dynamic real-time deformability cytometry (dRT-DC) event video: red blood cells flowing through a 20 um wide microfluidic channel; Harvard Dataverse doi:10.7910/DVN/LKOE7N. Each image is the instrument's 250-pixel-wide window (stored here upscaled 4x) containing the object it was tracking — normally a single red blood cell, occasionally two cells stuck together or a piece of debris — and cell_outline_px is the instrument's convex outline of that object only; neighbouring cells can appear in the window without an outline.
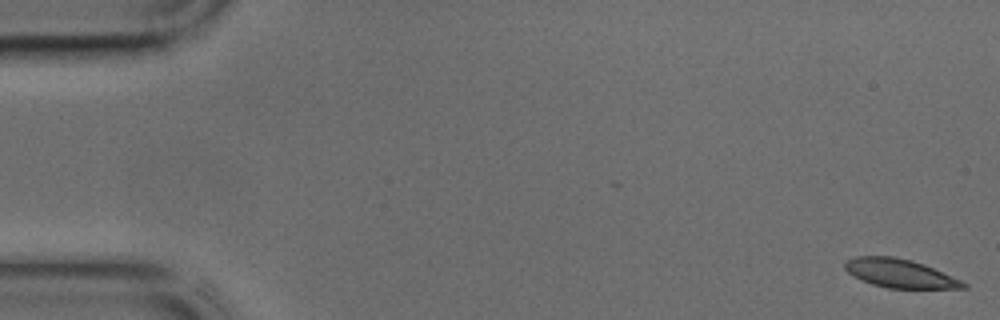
{"species": "common noctule bat (a hibernating species)", "species_latin": "Nyctalus noctula", "temperature_condition": "cold", "stored_images_in_passage": 44, "camera_frame_rate_fps": 3000, "um_per_image_px": 0.085, "animal": {"sex": "male", "body_mass_g": 17.9, "forearm_length_mm": 54.2}, "frame": {"image": 1, "passage_image": 1, "time_ms": 0.0, "image_size_px": [1000, 320], "cell_outline_px": [[968, 288], [888, 288], [872, 284], [848, 272], [844, 268], [844, 264], [848, 260], [856, 256], [892, 256], [924, 264], [960, 280], [968, 284]], "centroid_in_image_um": [76.49, 23.24], "position_along_channel_um": 8.5, "area_um2": 19.31}}
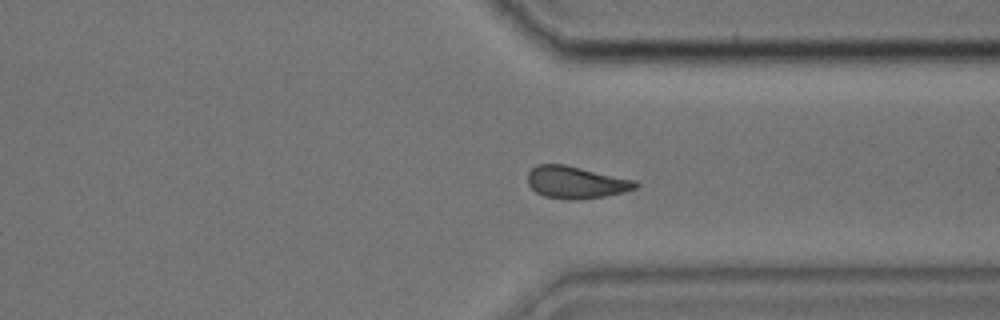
{"frame": {"image": 2, "passage_image": 33, "time_ms": 10.667, "image_size_px": [1000, 320], "cell_outline_px": [[640, 184], [636, 188], [624, 192], [604, 196], [572, 200], [568, 200], [544, 196], [536, 192], [528, 184], [528, 172], [536, 164], [564, 164], [636, 180]], "centroid_in_image_um": [48.96, 15.49], "position_along_channel_um": 362.4, "area_um2": 20.23}}
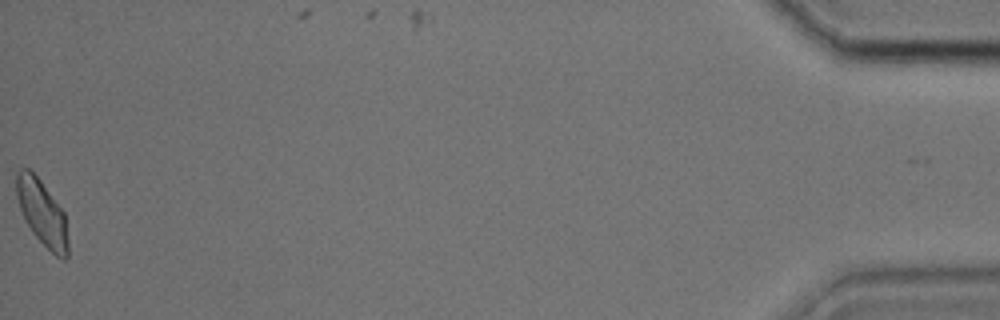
{"frame": {"image": 3, "passage_image": 44, "time_ms": 14.333, "image_size_px": [1000, 320], "cell_outline_px": [[68, 256], [64, 260], [56, 256], [32, 232], [24, 220], [16, 196], [16, 172], [20, 168], [28, 168], [40, 180], [64, 212], [68, 240]], "centroid_in_image_um": [3.56, 18.08], "position_along_channel_um": 431.6, "area_um2": 19.54}}